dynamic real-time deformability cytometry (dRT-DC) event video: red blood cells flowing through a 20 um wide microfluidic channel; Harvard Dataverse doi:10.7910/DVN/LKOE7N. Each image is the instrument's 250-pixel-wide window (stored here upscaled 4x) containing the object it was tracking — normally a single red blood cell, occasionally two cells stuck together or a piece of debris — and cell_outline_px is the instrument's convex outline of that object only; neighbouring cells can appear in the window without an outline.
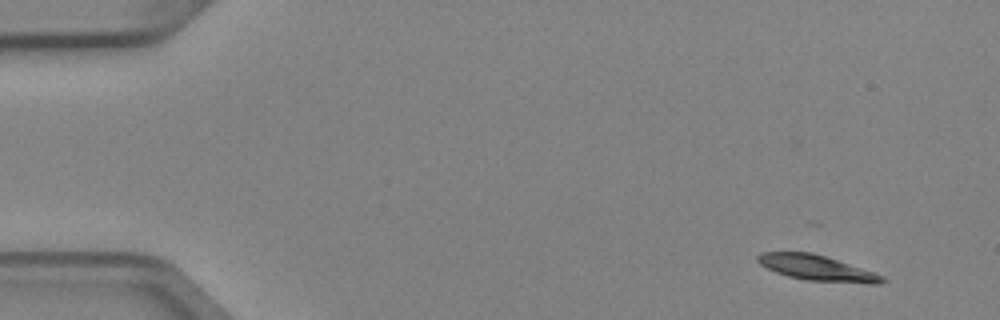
{"species": "Egyptian fruit bat (a non-hibernating species)", "species_latin": "Rousettus aegyptiacus", "temperature_condition": "cold", "stored_images_in_passage": 4, "camera_frame_rate_fps": 3000, "um_per_image_px": 0.085, "animal": {"sex": "female"}, "frame": {"image": 1, "passage_image": 1, "time_ms": 0.0, "image_size_px": [1000, 320], "cell_outline_px": [[888, 280], [880, 284], [872, 284], [808, 280], [788, 276], [776, 272], [760, 264], [756, 260], [756, 256], [760, 252], [812, 252], [884, 276]], "centroid_in_image_um": [69.42, 22.78], "position_along_channel_um": 15.6, "area_um2": 18.21}}
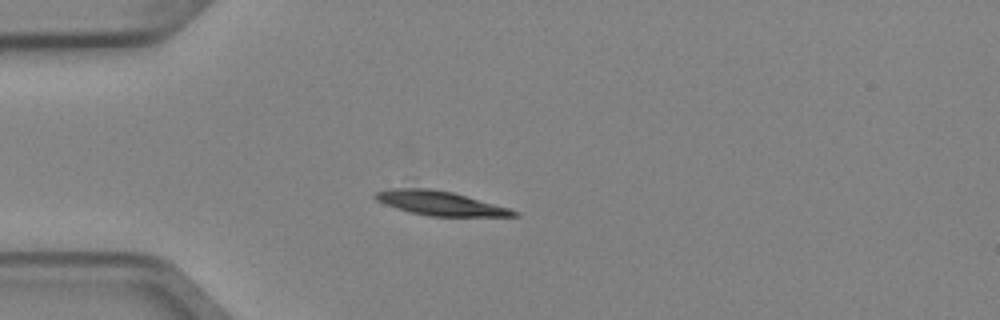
{"frame": {"image": 2, "passage_image": 4, "time_ms": 1.0, "image_size_px": [1000, 320], "cell_outline_px": [[520, 216], [428, 216], [396, 208], [384, 204], [376, 200], [372, 196], [376, 192], [392, 188], [428, 188], [452, 192], [508, 208], [520, 212]], "centroid_in_image_um": [37.38, 17.27], "position_along_channel_um": 47.6, "area_um2": 19.31}}